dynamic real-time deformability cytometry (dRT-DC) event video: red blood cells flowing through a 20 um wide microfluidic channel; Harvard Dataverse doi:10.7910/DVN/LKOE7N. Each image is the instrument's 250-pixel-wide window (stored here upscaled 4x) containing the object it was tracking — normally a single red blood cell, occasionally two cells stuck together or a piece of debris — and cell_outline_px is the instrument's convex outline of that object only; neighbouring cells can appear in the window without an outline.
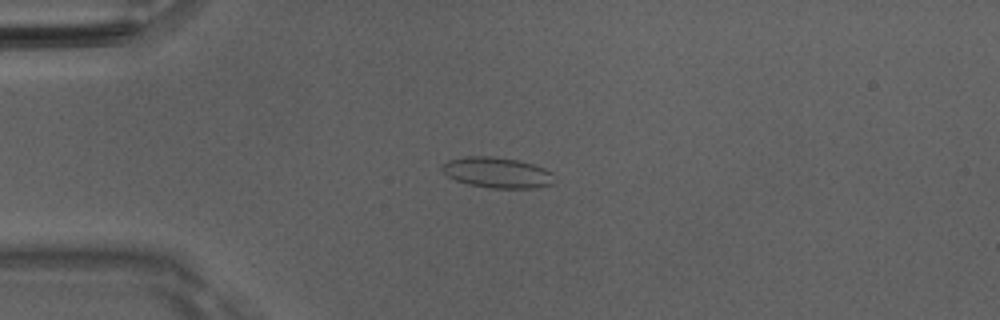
{"species": "Egyptian fruit bat (a non-hibernating species)", "species_latin": "Rousettus aegyptiacus", "temperature_condition": "room temperature", "stored_images_in_passage": 51, "camera_frame_rate_fps": 3000, "um_per_image_px": 0.085, "animal": {"sex": "male"}, "frame": {"image": 1, "passage_image": 13, "time_ms": 4.0, "image_size_px": [1000, 320], "cell_outline_px": [[552, 184], [536, 188], [492, 188], [468, 184], [456, 180], [448, 176], [440, 168], [440, 164], [448, 160], [464, 156], [492, 156], [516, 160], [532, 164], [544, 168], [552, 172]], "centroid_in_image_um": [42.21, 14.66], "position_along_channel_um": 42.8, "area_um2": 20.0}}
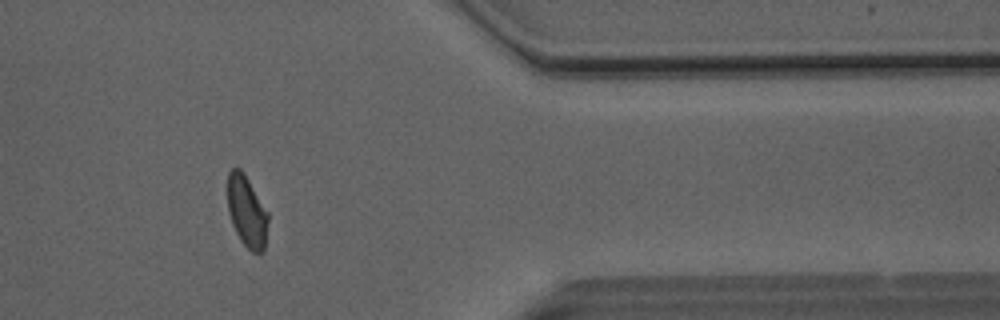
{"frame": {"image": 2, "passage_image": 42, "time_ms": 13.667, "image_size_px": [1000, 320], "cell_outline_px": [[268, 220], [264, 248], [260, 252], [252, 252], [240, 240], [232, 224], [228, 212], [228, 172], [232, 168], [240, 168], [244, 172], [268, 212]], "centroid_in_image_um": [20.97, 17.95], "position_along_channel_um": 390.4, "area_um2": 16.76}}
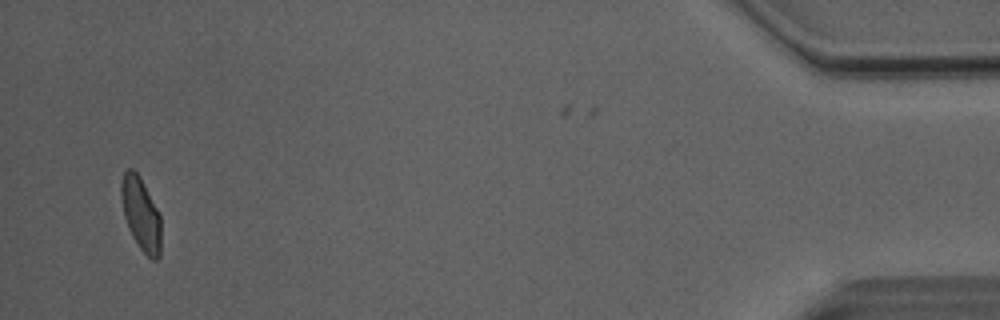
{"frame": {"image": 3, "passage_image": 49, "time_ms": 16.0, "image_size_px": [1000, 320], "cell_outline_px": [[160, 256], [156, 260], [152, 260], [140, 248], [132, 236], [128, 228], [124, 216], [120, 196], [120, 184], [124, 172], [128, 168], [132, 168], [140, 176], [160, 216]], "centroid_in_image_um": [11.95, 18.18], "position_along_channel_um": 423.2, "area_um2": 16.88}, "authors_computed_cell_mechanics": {"area_um2": 17.8602, "velocity_mm_per_s": 4.0793, "shape_relaxation_time_tau1_ms": 7.0836, "shape_relaxation_time_tau2_ms": 0.9333, "deformation_change_tau1": 0.1619, "deformation_change_tau2": 0.0519}}